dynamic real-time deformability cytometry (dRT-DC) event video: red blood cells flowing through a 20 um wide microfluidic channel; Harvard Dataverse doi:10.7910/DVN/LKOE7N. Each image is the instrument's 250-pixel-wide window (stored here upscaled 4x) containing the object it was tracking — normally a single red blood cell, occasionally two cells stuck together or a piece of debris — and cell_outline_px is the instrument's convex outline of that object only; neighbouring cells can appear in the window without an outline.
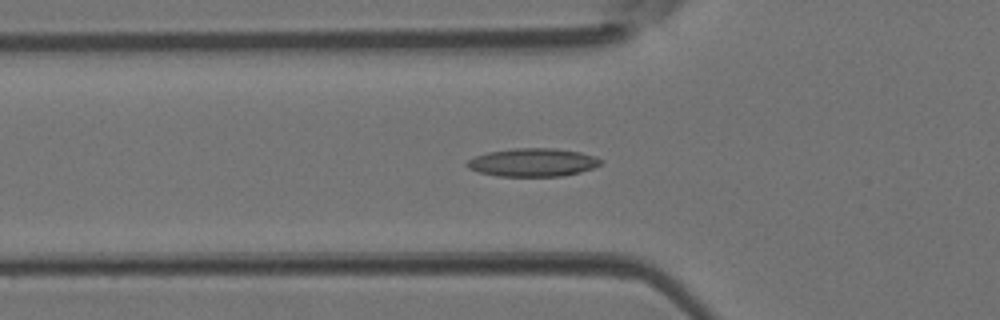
{"species": "Egyptian fruit bat (a non-hibernating species)", "species_latin": "Rousettus aegyptiacus", "temperature_condition": "room temperature", "stored_images_in_passage": 38, "segment_of_instrument_passage": [1, 2], "camera_frame_rate_fps": 3000, "um_per_image_px": 0.085, "animal": {"sex": "female"}, "frame": {"image": 1, "passage_image": 8, "time_ms": 2.333, "image_size_px": [1000, 320], "cell_outline_px": [[604, 160], [600, 164], [592, 168], [580, 172], [564, 176], [500, 176], [480, 172], [468, 168], [464, 164], [468, 160], [476, 156], [488, 152], [516, 148], [556, 148], [580, 152], [596, 156]], "centroid_in_image_um": [45.32, 13.8], "position_along_channel_um": 80.5, "area_um2": 21.96}}
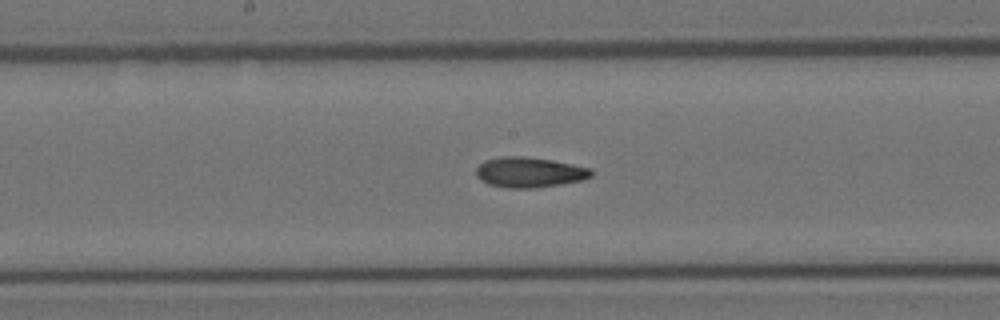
{"frame": {"image": 2, "passage_image": 16, "time_ms": 5.0, "image_size_px": [1000, 320], "cell_outline_px": [[592, 176], [584, 180], [536, 188], [504, 188], [488, 184], [480, 180], [476, 176], [476, 168], [484, 160], [500, 156], [524, 156], [552, 160], [592, 168]], "centroid_in_image_um": [44.98, 14.64], "position_along_channel_um": 203.2, "area_um2": 20.58}}
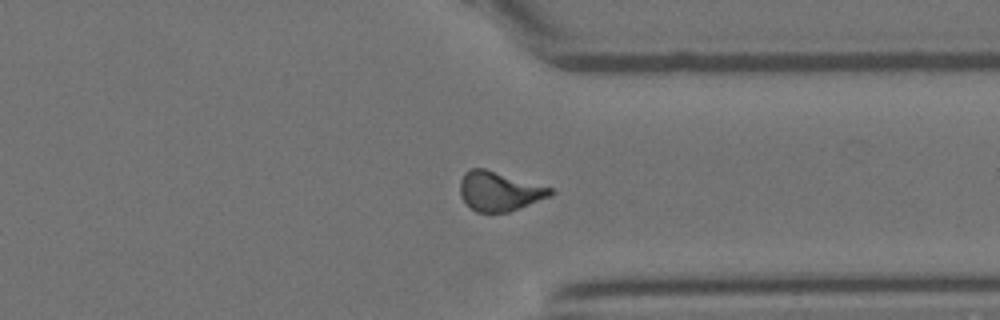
{"frame": {"image": 3, "passage_image": 27, "time_ms": 8.667, "image_size_px": [1000, 320], "cell_outline_px": [[556, 192], [552, 196], [508, 212], [476, 212], [460, 196], [460, 180], [464, 172], [472, 168], [484, 168], [552, 188]], "centroid_in_image_um": [42.45, 16.25], "position_along_channel_um": 369.0, "area_um2": 20.63}}